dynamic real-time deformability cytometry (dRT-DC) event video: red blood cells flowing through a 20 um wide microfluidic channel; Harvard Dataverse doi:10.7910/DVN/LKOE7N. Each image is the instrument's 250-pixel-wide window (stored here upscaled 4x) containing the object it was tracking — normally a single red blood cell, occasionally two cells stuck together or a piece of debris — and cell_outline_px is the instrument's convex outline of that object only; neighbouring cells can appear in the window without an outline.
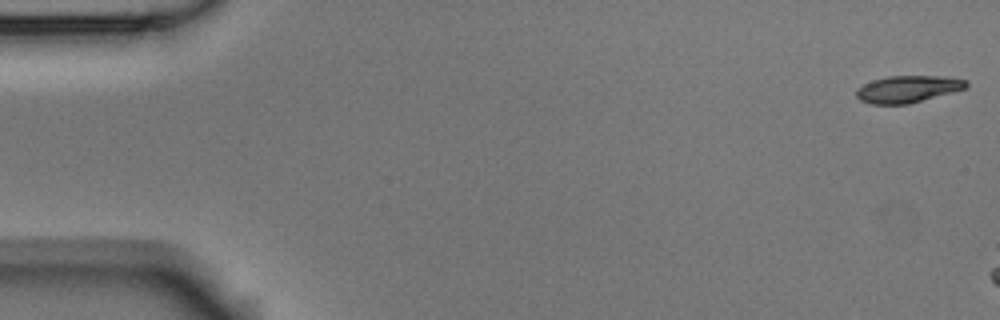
{"species": "Egyptian fruit bat (a non-hibernating species)", "species_latin": "Rousettus aegyptiacus", "temperature_condition": "room temperature", "stored_images_in_passage": 7, "camera_frame_rate_fps": 3000, "um_per_image_px": 0.085, "animal": {"sex": "male"}, "frame": {"image": 1, "passage_image": 1, "time_ms": 0.0, "image_size_px": [1000, 320], "cell_outline_px": [[968, 84], [964, 88], [908, 104], [872, 104], [860, 100], [856, 96], [856, 88], [872, 80], [888, 76], [944, 76], [968, 80]], "centroid_in_image_um": [77.11, 7.56], "position_along_channel_um": 7.9, "area_um2": 17.05}}